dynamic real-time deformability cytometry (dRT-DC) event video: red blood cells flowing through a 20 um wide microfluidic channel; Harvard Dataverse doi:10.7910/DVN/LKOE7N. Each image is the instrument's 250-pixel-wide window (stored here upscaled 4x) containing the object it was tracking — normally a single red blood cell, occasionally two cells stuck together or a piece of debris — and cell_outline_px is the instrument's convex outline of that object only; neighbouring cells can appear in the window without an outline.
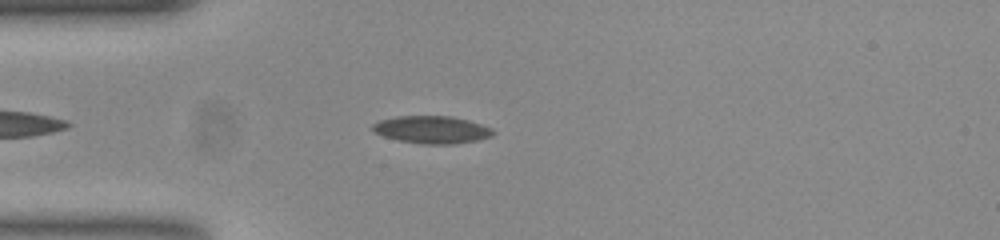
{"species": "common noctule bat (a hibernating species)", "species_latin": "Nyctalus noctula", "temperature_condition": "room temperature", "stored_images_in_passage": 46, "camera_frame_rate_fps": 3000, "um_per_image_px": 0.085, "animal": {"sex": "female", "body_mass_g": 23.0, "forearm_length_mm": 53.4}, "frame": {"image": 1, "passage_image": 6, "time_ms": 1.667, "image_size_px": [1000, 240], "cell_outline_px": [[496, 132], [492, 136], [476, 140], [452, 144], [424, 144], [400, 140], [384, 136], [376, 132], [372, 128], [372, 124], [380, 120], [396, 116], [452, 116], [468, 120], [492, 128]], "centroid_in_image_um": [36.73, 11.01], "position_along_channel_um": 48.3, "area_um2": 19.13}}
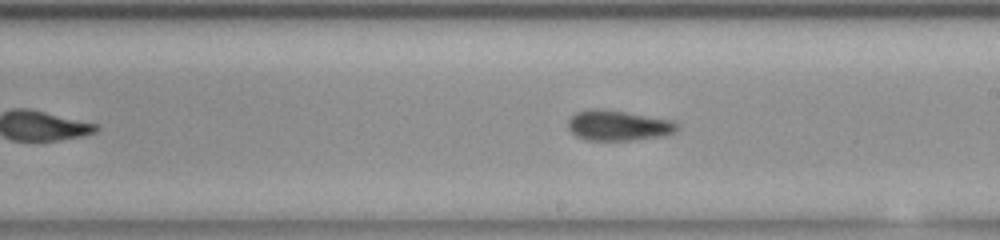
{"frame": {"image": 2, "passage_image": 22, "time_ms": 7.0, "image_size_px": [1000, 240], "cell_outline_px": [[680, 128], [676, 132], [664, 136], [636, 140], [584, 140], [576, 136], [568, 128], [568, 120], [576, 112], [588, 108], [600, 108], [672, 120], [680, 124]], "centroid_in_image_um": [52.57, 10.67], "position_along_channel_um": 236.4, "area_um2": 19.54}}
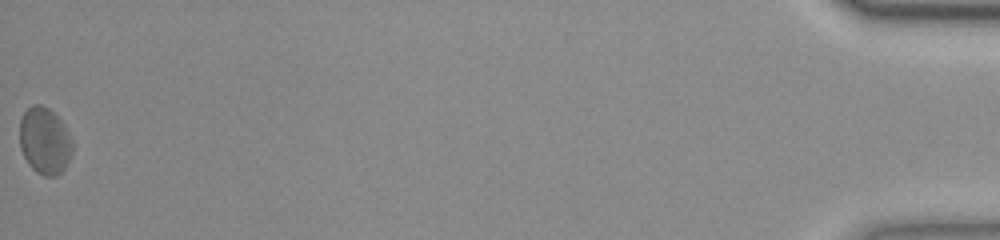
{"frame": {"image": 3, "passage_image": 46, "time_ms": 15.0, "image_size_px": [1000, 240], "cell_outline_px": [[72, 152], [64, 168], [56, 176], [44, 176], [36, 172], [28, 164], [20, 148], [20, 120], [24, 112], [32, 104], [40, 104], [48, 108], [64, 124], [72, 140]], "centroid_in_image_um": [3.78, 11.97], "position_along_channel_um": 431.4, "area_um2": 20.46}, "authors_computed_cell_mechanics": {"area_um2": 19.1896, "velocity_mm_per_s": 3.7376, "shape_relaxation_time_tau1_ms": 4.8787, "shape_relaxation_time_tau2_ms": 2.9272, "deformation_change_tau1": 0.1165, "deformation_change_tau2": 0.099}}